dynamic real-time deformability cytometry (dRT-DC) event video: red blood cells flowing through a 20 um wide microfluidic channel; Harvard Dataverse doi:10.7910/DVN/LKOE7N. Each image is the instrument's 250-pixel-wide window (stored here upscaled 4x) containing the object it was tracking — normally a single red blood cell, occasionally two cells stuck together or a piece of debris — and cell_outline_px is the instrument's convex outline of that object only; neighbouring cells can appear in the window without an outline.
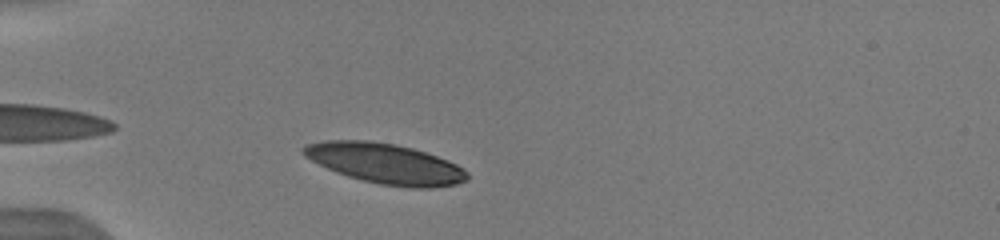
{"species": "human", "species_latin": "Homo sapiens", "temperature_condition": "warm", "stored_images_in_passage": 8, "camera_frame_rate_fps": 3000, "um_per_image_px": 0.085, "donor": {"sex": "male"}, "frame": {"image": 1, "passage_image": 3, "time_ms": 1.667, "image_size_px": [1000, 240], "cell_outline_px": [[468, 180], [456, 184], [432, 188], [408, 188], [380, 184], [348, 176], [336, 172], [304, 156], [300, 152], [300, 148], [304, 144], [324, 140], [372, 140], [396, 144], [412, 148], [448, 160], [464, 168], [468, 172]], "centroid_in_image_um": [32.74, 13.89], "position_along_channel_um": 52.3, "area_um2": 38.61}}